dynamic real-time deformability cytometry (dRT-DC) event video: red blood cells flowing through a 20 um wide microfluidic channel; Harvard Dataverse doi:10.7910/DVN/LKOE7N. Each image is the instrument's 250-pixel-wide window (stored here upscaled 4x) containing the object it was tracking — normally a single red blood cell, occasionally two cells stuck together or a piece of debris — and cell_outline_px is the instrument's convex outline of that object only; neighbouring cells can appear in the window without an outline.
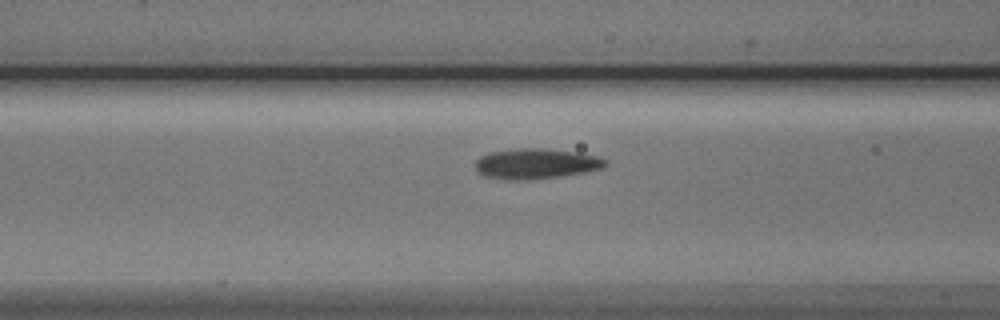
{"species": "Egyptian fruit bat (a non-hibernating species)", "species_latin": "Rousettus aegyptiacus", "temperature_condition": "cold", "stored_images_in_passage": 30, "camera_frame_rate_fps": 3000, "um_per_image_px": 0.085, "animal": {"sex": "male"}, "frame": {"image": 1, "passage_image": 18, "time_ms": 5.667, "image_size_px": [1000, 320], "cell_outline_px": [[608, 164], [600, 168], [584, 172], [560, 176], [524, 180], [508, 180], [484, 176], [476, 168], [476, 160], [480, 156], [488, 152], [516, 148], [544, 148], [576, 152], [600, 156], [608, 160]], "centroid_in_image_um": [45.56, 13.9], "position_along_channel_um": 121.0, "area_um2": 23.06}}
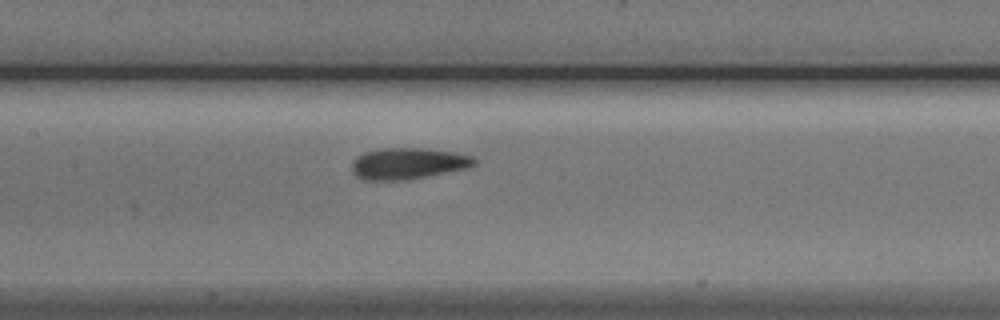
{"frame": {"image": 2, "passage_image": 22, "time_ms": 7.0, "image_size_px": [1000, 320], "cell_outline_px": [[476, 164], [468, 168], [408, 180], [360, 180], [352, 172], [352, 160], [356, 156], [364, 152], [380, 148], [428, 148], [452, 152], [472, 156], [476, 160]], "centroid_in_image_um": [34.64, 13.9], "position_along_channel_um": 172.8, "area_um2": 22.66}}
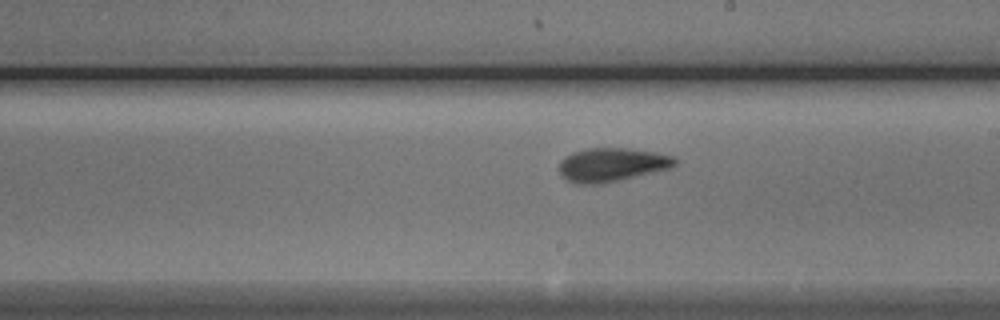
{"frame": {"image": 3, "passage_image": 27, "time_ms": 8.667, "image_size_px": [1000, 320], "cell_outline_px": [[676, 164], [668, 168], [604, 184], [580, 184], [568, 180], [560, 176], [560, 160], [572, 152], [588, 148], [632, 148], [656, 152], [676, 156]], "centroid_in_image_um": [52.0, 13.99], "position_along_channel_um": 237.0, "area_um2": 22.77}}